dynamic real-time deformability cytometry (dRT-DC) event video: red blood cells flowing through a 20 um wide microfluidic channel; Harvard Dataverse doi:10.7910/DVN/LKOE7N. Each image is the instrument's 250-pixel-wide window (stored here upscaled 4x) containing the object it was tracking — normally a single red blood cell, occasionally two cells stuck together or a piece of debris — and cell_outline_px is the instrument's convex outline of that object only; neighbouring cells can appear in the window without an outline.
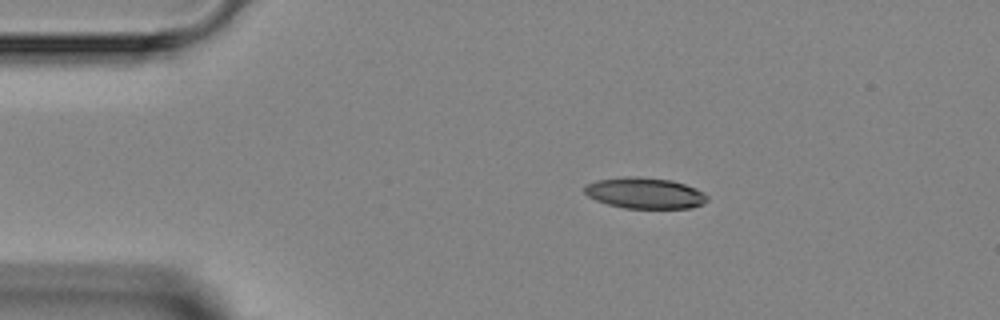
{"species": "Egyptian fruit bat (a non-hibernating species)", "species_latin": "Rousettus aegyptiacus", "temperature_condition": "room temperature", "stored_images_in_passage": 2, "camera_frame_rate_fps": 3000, "um_per_image_px": 0.085, "animal": {"sex": "female"}, "frame": {"image": 1, "passage_image": 1, "time_ms": 0.0, "image_size_px": [1000, 320], "cell_outline_px": [[708, 200], [704, 204], [692, 208], [624, 208], [608, 204], [596, 200], [588, 196], [584, 192], [584, 184], [596, 180], [624, 176], [632, 176], [672, 180], [696, 188], [704, 192], [708, 196]], "centroid_in_image_um": [54.81, 16.41], "position_along_channel_um": 30.2, "area_um2": 22.37}}